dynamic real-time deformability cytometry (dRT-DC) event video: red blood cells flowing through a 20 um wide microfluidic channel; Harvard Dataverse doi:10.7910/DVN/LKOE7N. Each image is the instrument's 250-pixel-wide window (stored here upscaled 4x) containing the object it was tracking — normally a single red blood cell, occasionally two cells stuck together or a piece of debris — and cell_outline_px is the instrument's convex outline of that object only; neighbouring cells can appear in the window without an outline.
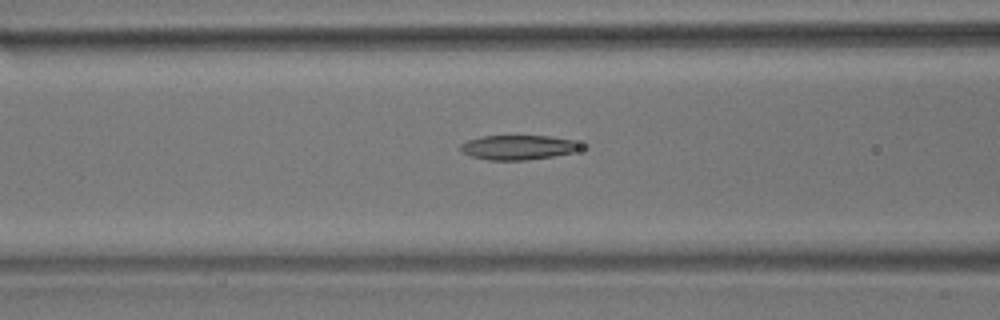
{"species": "common noctule bat (a hibernating species)", "species_latin": "Nyctalus noctula", "temperature_condition": "room temperature", "stored_images_in_passage": 7, "camera_frame_rate_fps": 3000, "um_per_image_px": 0.085, "animal": {"sex": "male", "body_mass_g": 17.9}, "frame": {"image": 1, "passage_image": 5, "time_ms": 1.333, "image_size_px": [1000, 320], "cell_outline_px": [[580, 148], [572, 152], [552, 156], [528, 160], [488, 160], [472, 156], [460, 152], [460, 144], [468, 140], [484, 136], [548, 136], [572, 140], [580, 144]], "centroid_in_image_um": [43.98, 12.53], "position_along_channel_um": 122.6, "area_um2": 16.99}}